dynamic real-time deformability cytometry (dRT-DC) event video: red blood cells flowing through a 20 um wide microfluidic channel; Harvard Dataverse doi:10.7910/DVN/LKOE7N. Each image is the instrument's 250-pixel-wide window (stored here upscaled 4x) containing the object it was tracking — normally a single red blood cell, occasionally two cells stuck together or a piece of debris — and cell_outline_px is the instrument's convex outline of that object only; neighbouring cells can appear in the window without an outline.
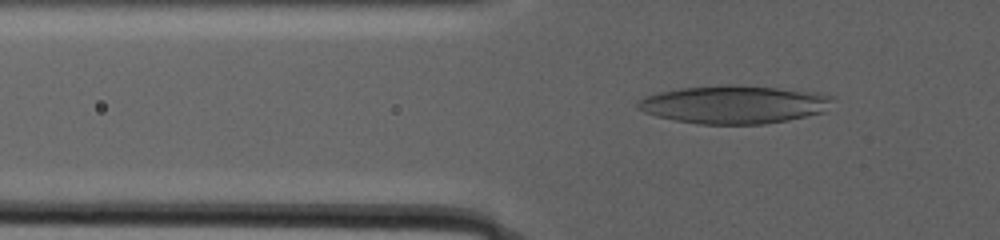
{"species": "human", "species_latin": "Homo sapiens", "temperature_condition": "warm", "stored_images_in_passage": 100, "camera_frame_rate_fps": 3000, "um_per_image_px": 0.085, "donor": {"sex": "male"}, "frame": {"image": 1, "passage_image": 40, "time_ms": 12.0, "image_size_px": [1000, 240], "cell_outline_px": [[836, 96], [824, 112], [788, 120], [764, 124], [696, 124], [656, 116], [644, 112], [636, 108], [636, 104], [644, 96], [660, 92], [680, 88], [720, 84], [732, 84], [776, 88], [816, 92]], "centroid_in_image_um": [62.39, 8.87], "position_along_channel_um": 63.4, "area_um2": 43.47}}
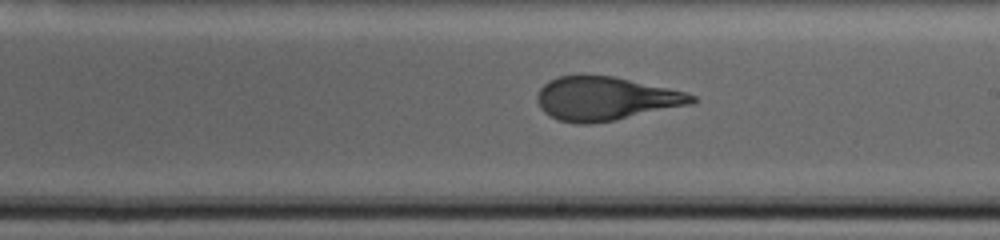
{"frame": {"image": 2, "passage_image": 65, "time_ms": 20.333, "image_size_px": [1000, 240], "cell_outline_px": [[696, 100], [692, 104], [616, 120], [592, 124], [576, 124], [556, 120], [544, 112], [540, 108], [536, 100], [536, 96], [540, 88], [548, 80], [560, 76], [584, 72], [612, 76], [688, 92], [696, 96]], "centroid_in_image_um": [51.42, 8.36], "position_along_channel_um": 237.6, "area_um2": 40.17}}
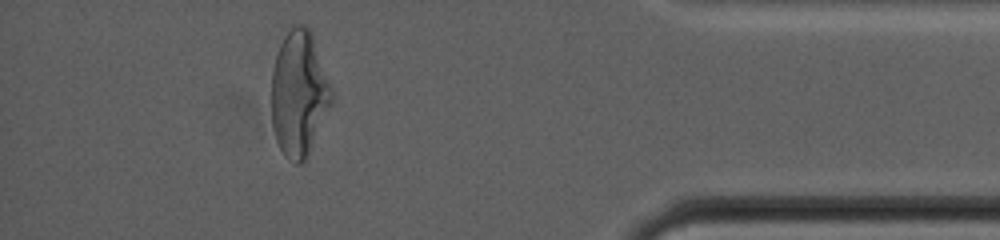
{"frame": {"image": 3, "passage_image": 92, "time_ms": 29.333, "image_size_px": [1000, 240], "cell_outline_px": [[332, 104], [308, 156], [300, 164], [296, 164], [288, 160], [284, 156], [276, 140], [272, 128], [272, 72], [276, 56], [280, 44], [284, 36], [292, 24], [304, 24], [312, 32], [332, 88]], "centroid_in_image_um": [25.42, 7.96], "position_along_channel_um": 409.8, "area_um2": 44.33}, "authors_computed_cell_mechanics": {"area_um2": 43.928, "velocity_mm_per_s": 2.2692, "shape_relaxation_time_tau1_ms": null, "shape_relaxation_time_tau2_ms": 1.6392, "deformation_change_tau1": null, "deformation_change_tau2": 0.0932}}